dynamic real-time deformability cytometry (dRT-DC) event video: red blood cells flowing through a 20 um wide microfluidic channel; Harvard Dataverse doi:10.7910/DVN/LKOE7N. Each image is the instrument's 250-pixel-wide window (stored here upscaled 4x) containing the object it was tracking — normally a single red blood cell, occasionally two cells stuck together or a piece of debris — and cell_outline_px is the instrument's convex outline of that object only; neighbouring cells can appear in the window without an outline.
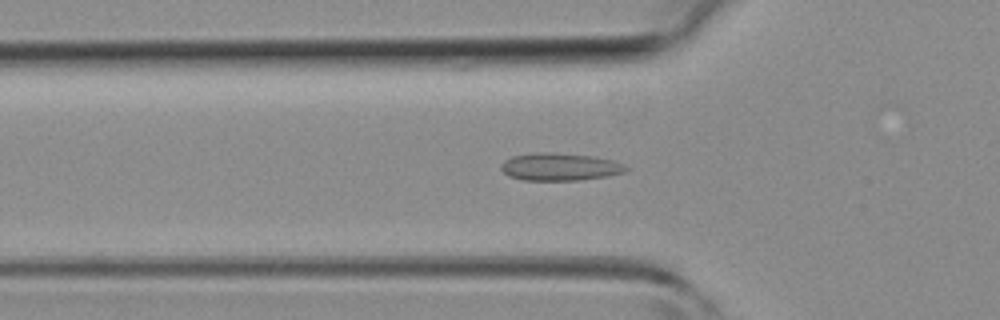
{"species": "common noctule bat (a hibernating species)", "species_latin": "Nyctalus noctula", "temperature_condition": "room temperature", "stored_images_in_passage": 42, "camera_frame_rate_fps": 3000, "um_per_image_px": 0.085, "animal": {"sex": "female", "body_mass_g": 19.3, "forearm_length_mm": 54.1}, "frame": {"image": 1, "passage_image": 13, "time_ms": 4.0, "image_size_px": [1000, 320], "cell_outline_px": [[632, 168], [624, 172], [608, 176], [580, 180], [524, 180], [508, 176], [500, 168], [500, 164], [504, 160], [512, 156], [548, 152], [552, 152], [592, 156], [612, 160]], "centroid_in_image_um": [47.59, 14.19], "position_along_channel_um": 78.2, "area_um2": 20.0}}
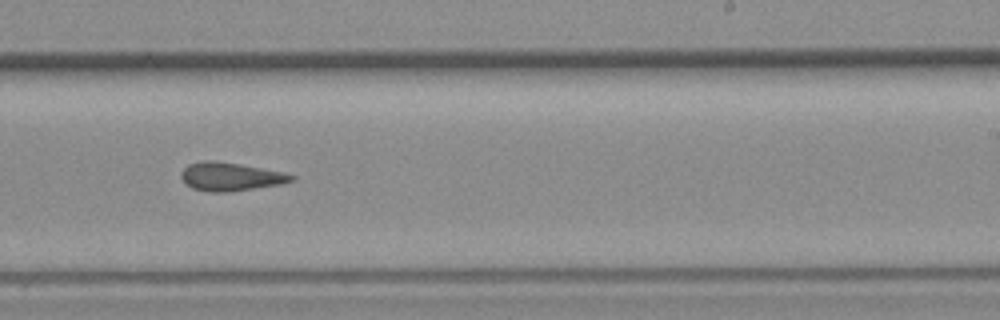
{"frame": {"image": 2, "passage_image": 25, "time_ms": 8.0, "image_size_px": [1000, 320], "cell_outline_px": [[296, 180], [284, 184], [228, 192], [208, 192], [192, 188], [184, 184], [180, 176], [180, 172], [188, 164], [204, 160], [212, 160], [240, 164], [284, 172], [296, 176]], "centroid_in_image_um": [19.6, 15.02], "position_along_channel_um": 269.4, "area_um2": 18.55}}
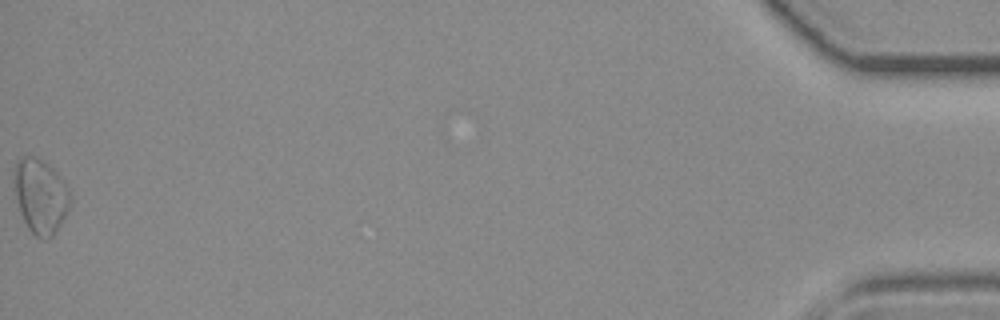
{"frame": {"image": 3, "passage_image": 42, "time_ms": 13.667, "image_size_px": [1000, 320], "cell_outline_px": [[72, 200], [60, 224], [52, 236], [44, 240], [36, 236], [28, 228], [20, 212], [16, 200], [12, 180], [12, 168], [16, 160], [24, 156], [36, 156], [48, 164], [64, 180], [72, 196]], "centroid_in_image_um": [3.41, 16.62], "position_along_channel_um": 431.8, "area_um2": 24.74}}